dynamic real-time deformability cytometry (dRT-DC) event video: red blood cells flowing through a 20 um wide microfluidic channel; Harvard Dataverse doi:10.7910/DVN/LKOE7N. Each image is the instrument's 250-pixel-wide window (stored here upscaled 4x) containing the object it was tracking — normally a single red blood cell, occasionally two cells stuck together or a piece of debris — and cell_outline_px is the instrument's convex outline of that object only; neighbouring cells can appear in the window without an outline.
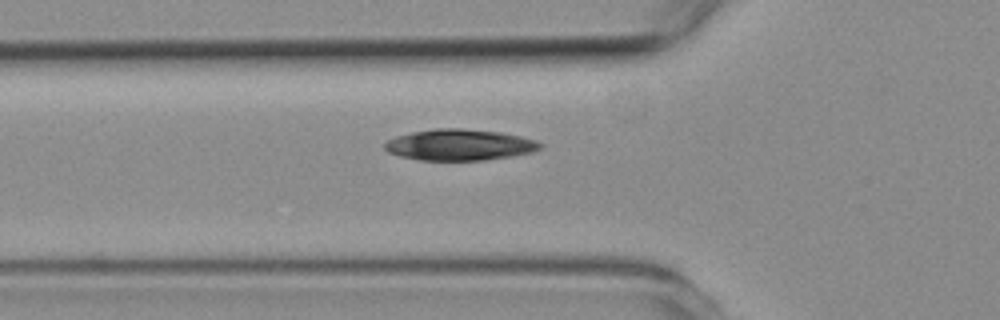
{"species": "common noctule bat (a hibernating species)", "species_latin": "Nyctalus noctula", "temperature_condition": "room temperature", "stored_images_in_passage": 4, "segment_of_instrument_passage": [2, 2], "camera_frame_rate_fps": 3000, "um_per_image_px": 0.085, "animal": {"sex": "female", "body_mass_g": 19.3, "forearm_length_mm": 54.1}, "frame": {"image": 1, "passage_image": 4, "time_ms": 3.667, "image_size_px": [1000, 320], "cell_outline_px": [[544, 144], [540, 148], [532, 152], [512, 156], [484, 160], [420, 160], [400, 156], [388, 152], [384, 148], [384, 144], [388, 140], [396, 136], [412, 132], [436, 128], [460, 128], [500, 132], [520, 136], [536, 140]], "centroid_in_image_um": [39.07, 12.31], "position_along_channel_um": 86.7, "area_um2": 28.21}}